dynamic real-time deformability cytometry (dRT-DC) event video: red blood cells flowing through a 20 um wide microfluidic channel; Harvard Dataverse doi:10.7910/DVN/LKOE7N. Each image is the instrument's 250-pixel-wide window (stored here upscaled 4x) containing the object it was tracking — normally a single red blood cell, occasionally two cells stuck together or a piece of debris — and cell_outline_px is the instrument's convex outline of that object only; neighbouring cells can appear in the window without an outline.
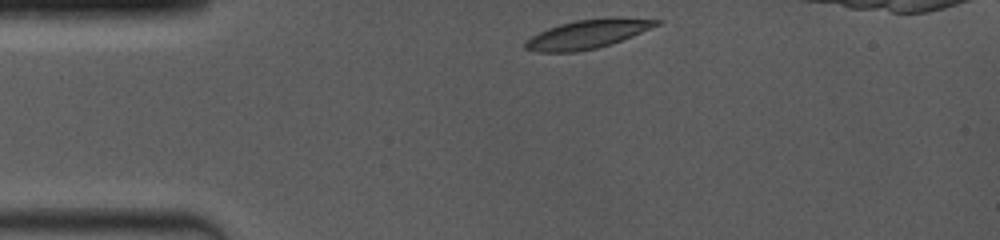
{"species": "common noctule bat (a hibernating species)", "species_latin": "Nyctalus noctula", "temperature_condition": "room temperature", "stored_images_in_passage": 47, "camera_frame_rate_fps": 4000, "um_per_image_px": 0.085, "animal": {"sex": "female", "body_mass_g": 19.0, "forearm_length_mm": 53.3}, "frame": {"image": 1, "passage_image": 1, "time_ms": 0.0, "image_size_px": [1000, 240], "cell_outline_px": [[664, 20], [660, 24], [632, 36], [596, 48], [576, 52], [536, 52], [524, 48], [524, 40], [548, 28], [560, 24], [576, 20], [612, 16], [616, 16]], "centroid_in_image_um": [49.95, 2.88], "position_along_channel_um": 35.0, "area_um2": 22.14}}
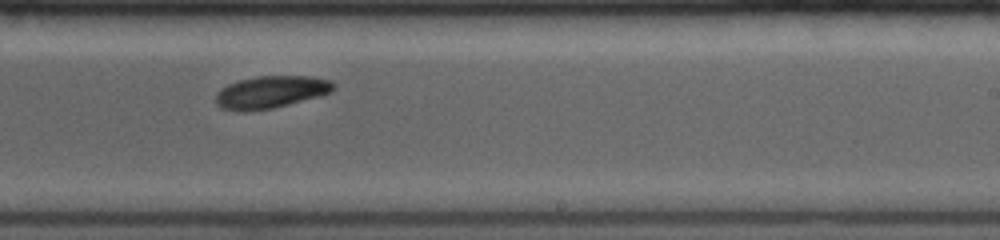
{"frame": {"image": 2, "passage_image": 29, "time_ms": 6.75, "image_size_px": [1000, 240], "cell_outline_px": [[336, 88], [332, 92], [320, 96], [272, 108], [244, 112], [220, 108], [216, 104], [216, 92], [228, 84], [236, 80], [260, 76], [312, 76], [332, 80], [336, 84]], "centroid_in_image_um": [23.04, 7.82], "position_along_channel_um": 266.0, "area_um2": 22.43}}
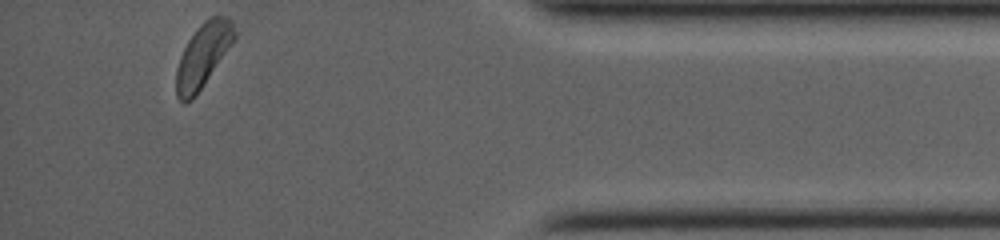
{"frame": {"image": 3, "passage_image": 47, "time_ms": 11.25, "image_size_px": [1000, 240], "cell_outline_px": [[236, 36], [196, 96], [192, 100], [184, 104], [176, 96], [176, 68], [180, 56], [188, 40], [200, 24], [208, 16], [228, 16], [232, 20], [236, 32]], "centroid_in_image_um": [17.24, 4.7], "position_along_channel_um": 418.0, "area_um2": 21.5}, "authors_computed_cell_mechanics": {"area_um2": 22.1374, "velocity_mm_per_s": 4.0117, "shape_relaxation_time_tau1_ms": 2.3271, "shape_relaxation_time_tau2_ms": null, "deformation_change_tau1": 0.0848, "deformation_change_tau2": null}}